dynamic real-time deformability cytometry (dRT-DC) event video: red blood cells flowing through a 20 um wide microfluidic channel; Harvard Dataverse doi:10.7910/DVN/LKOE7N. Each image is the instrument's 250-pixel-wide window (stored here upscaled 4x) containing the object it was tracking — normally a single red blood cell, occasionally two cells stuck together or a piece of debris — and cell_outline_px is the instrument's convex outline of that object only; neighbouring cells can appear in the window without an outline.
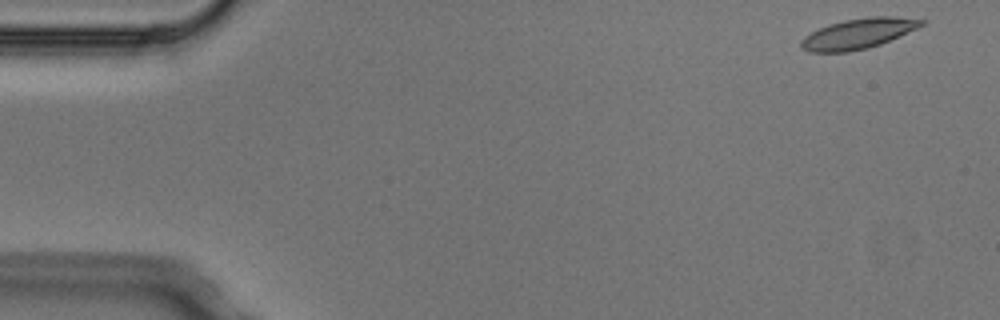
{"species": "Egyptian fruit bat (a non-hibernating species)", "species_latin": "Rousettus aegyptiacus", "temperature_condition": "cold", "stored_images_in_passage": 3, "camera_frame_rate_fps": 3000, "um_per_image_px": 0.085, "animal": {"sex": "male"}, "frame": {"image": 1, "passage_image": 1, "time_ms": 0.0, "image_size_px": [1000, 320], "cell_outline_px": [[924, 24], [916, 28], [880, 44], [868, 48], [848, 52], [808, 52], [800, 48], [800, 40], [804, 36], [828, 24], [844, 20], [868, 16], [896, 16], [924, 20]], "centroid_in_image_um": [72.89, 2.86], "position_along_channel_um": 12.1, "area_um2": 21.15}}